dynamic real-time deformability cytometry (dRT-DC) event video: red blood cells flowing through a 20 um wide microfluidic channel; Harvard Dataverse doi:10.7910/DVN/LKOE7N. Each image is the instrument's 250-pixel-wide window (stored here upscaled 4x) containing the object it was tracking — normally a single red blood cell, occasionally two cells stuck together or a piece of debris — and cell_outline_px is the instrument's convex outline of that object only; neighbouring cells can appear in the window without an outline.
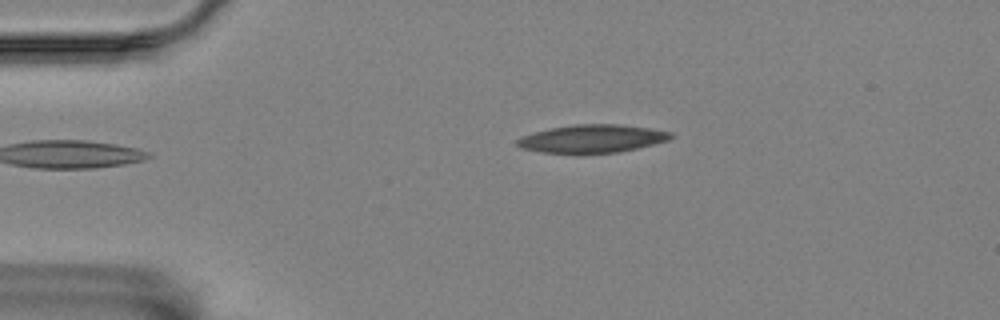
{"species": "Egyptian fruit bat (a non-hibernating species)", "species_latin": "Rousettus aegyptiacus", "temperature_condition": "room temperature", "stored_images_in_passage": 46, "camera_frame_rate_fps": 3000, "um_per_image_px": 0.085, "animal": {"sex": "female"}, "frame": {"image": 1, "passage_image": 1, "time_ms": 0.0, "image_size_px": [1000, 320], "cell_outline_px": [[676, 136], [668, 140], [620, 152], [576, 156], [540, 152], [520, 148], [516, 144], [516, 140], [520, 136], [552, 128], [576, 124], [620, 124], [648, 128], [672, 132]], "centroid_in_image_um": [50.29, 11.83], "position_along_channel_um": 34.7, "area_um2": 25.84}}
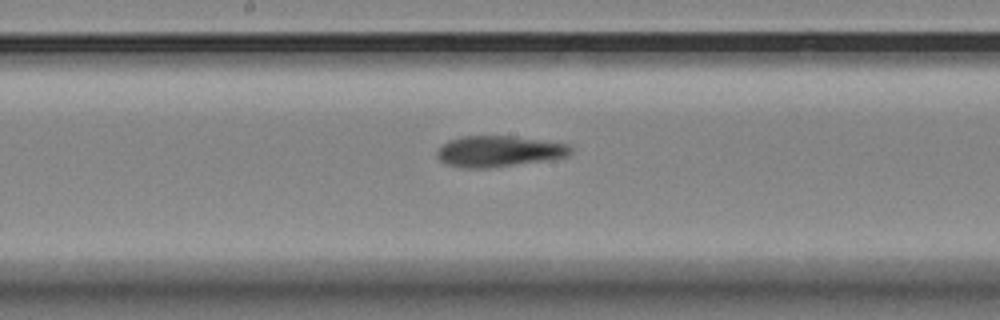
{"frame": {"image": 2, "passage_image": 19, "time_ms": 6.0, "image_size_px": [1000, 320], "cell_outline_px": [[572, 152], [568, 156], [552, 160], [492, 168], [464, 168], [448, 164], [440, 160], [436, 156], [436, 152], [448, 140], [464, 136], [512, 136], [568, 144], [572, 148]], "centroid_in_image_um": [42.44, 12.87], "position_along_channel_um": 205.8, "area_um2": 24.28}}
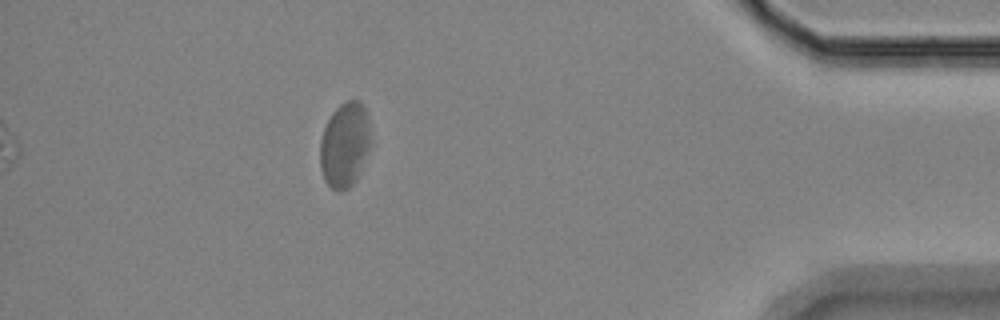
{"frame": {"image": 3, "passage_image": 40, "time_ms": 13.0, "image_size_px": [1000, 320], "cell_outline_px": [[372, 144], [356, 180], [348, 188], [340, 192], [332, 188], [324, 180], [320, 168], [320, 140], [324, 128], [332, 112], [344, 100], [360, 100], [368, 112], [372, 140]], "centroid_in_image_um": [29.33, 12.28], "position_along_channel_um": 405.9, "area_um2": 25.66}, "authors_computed_cell_mechanics": {"area_um2": 24.565, "velocity_mm_per_s": 3.5031, "shape_relaxation_time_tau1_ms": null, "shape_relaxation_time_tau2_ms": 2.9223, "deformation_change_tau1": null, "deformation_change_tau2": 0.0936}}